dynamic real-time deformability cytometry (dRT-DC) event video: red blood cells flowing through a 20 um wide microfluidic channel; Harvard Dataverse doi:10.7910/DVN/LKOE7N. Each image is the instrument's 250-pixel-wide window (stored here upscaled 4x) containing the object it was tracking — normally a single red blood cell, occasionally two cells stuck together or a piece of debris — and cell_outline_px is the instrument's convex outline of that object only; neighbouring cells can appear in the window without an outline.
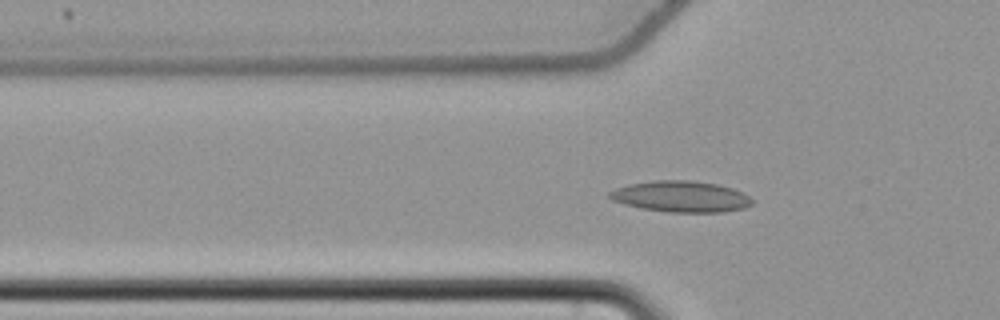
{"species": "common noctule bat (a hibernating species)", "species_latin": "Nyctalus noctula", "temperature_condition": "cold", "stored_images_in_passage": 58, "camera_frame_rate_fps": 3000, "um_per_image_px": 0.085, "animal": {"sex": "female", "body_mass_g": 22.7, "forearm_length_mm": 54.2}, "frame": {"image": 1, "passage_image": 20, "time_ms": 6.333, "image_size_px": [1000, 320], "cell_outline_px": [[752, 204], [744, 208], [724, 212], [668, 212], [640, 208], [624, 204], [612, 200], [608, 196], [608, 192], [616, 188], [628, 184], [656, 180], [692, 180], [716, 184], [732, 188], [744, 192], [752, 200]], "centroid_in_image_um": [57.87, 16.7], "position_along_channel_um": 67.9, "area_um2": 25.95}}
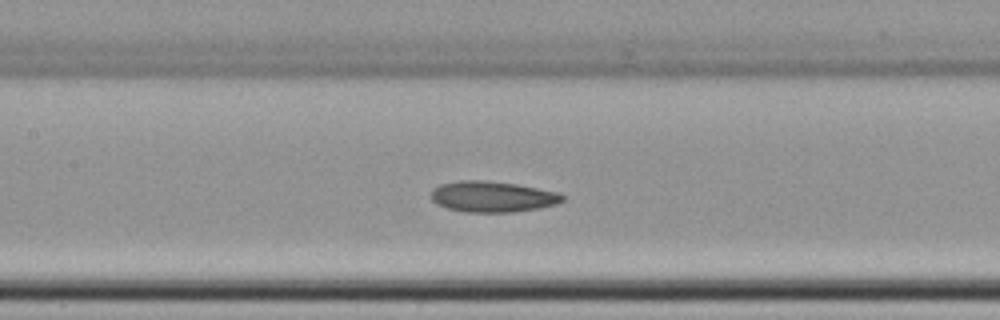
{"frame": {"image": 2, "passage_image": 28, "time_ms": 9.0, "image_size_px": [1000, 320], "cell_outline_px": [[564, 200], [556, 204], [540, 208], [512, 212], [464, 212], [448, 208], [436, 204], [432, 200], [432, 188], [440, 184], [460, 180], [484, 180], [516, 184], [560, 192], [564, 196]], "centroid_in_image_um": [41.86, 16.71], "position_along_channel_um": 165.5, "area_um2": 23.76}}
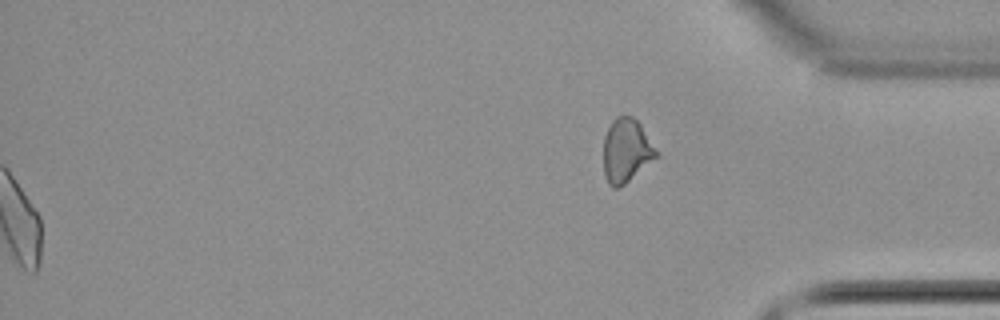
{"frame": {"image": 3, "passage_image": 58, "time_ms": 19.0, "image_size_px": [1000, 320], "cell_outline_px": [[660, 156], [620, 188], [612, 188], [608, 184], [604, 176], [604, 136], [612, 120], [616, 116], [632, 116], [640, 124], [660, 152]], "centroid_in_image_um": [53.27, 12.83], "position_along_channel_um": 381.9, "area_um2": 20.06}, "authors_computed_cell_mechanics": {"area_um2": 23.7269, "velocity_mm_per_s": 3.7241, "shape_relaxation_time_tau1_ms": 7.4136, "shape_relaxation_time_tau2_ms": 5.6265, "deformation_change_tau1": 0.118, "deformation_change_tau2": 0.1315}}